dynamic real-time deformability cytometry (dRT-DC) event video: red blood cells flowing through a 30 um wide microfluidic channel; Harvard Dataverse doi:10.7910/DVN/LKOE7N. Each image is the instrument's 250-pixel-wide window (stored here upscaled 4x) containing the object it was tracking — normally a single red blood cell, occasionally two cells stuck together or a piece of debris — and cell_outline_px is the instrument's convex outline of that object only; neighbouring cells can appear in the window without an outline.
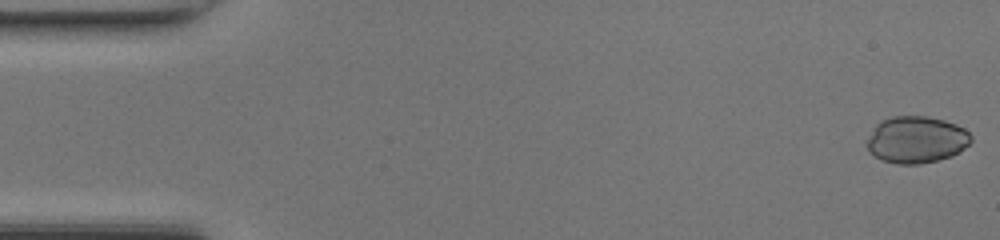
{"species": "common noctule bat (a hibernating species)", "species_latin": "Nyctalus noctula", "temperature_condition": "room temperature", "stored_images_in_passage": 48, "camera_frame_rate_fps": 3000, "um_per_image_px": 0.085, "animal": {"sex": "female", "body_mass_g": 17.0, "forearm_length_mm": 48.0}, "frame": {"image": 1, "passage_image": 1, "time_ms": 0.0, "image_size_px": [1000, 240], "cell_outline_px": [[972, 140], [960, 152], [952, 156], [920, 164], [896, 164], [880, 160], [868, 148], [868, 140], [876, 124], [880, 120], [892, 116], [928, 116], [944, 120], [956, 124], [964, 128], [972, 136]], "centroid_in_image_um": [77.92, 11.87], "position_along_channel_um": 7.1, "area_um2": 28.38}}
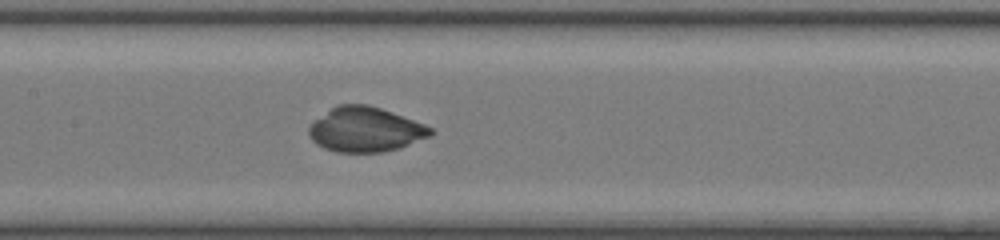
{"frame": {"image": 2, "passage_image": 23, "time_ms": 7.333, "image_size_px": [1000, 240], "cell_outline_px": [[436, 132], [432, 136], [400, 148], [384, 152], [336, 152], [324, 148], [316, 144], [312, 140], [308, 132], [308, 128], [316, 120], [336, 104], [368, 104], [380, 108], [424, 124], [432, 128]], "centroid_in_image_um": [31.08, 11.02], "position_along_channel_um": 176.3, "area_um2": 31.73}}
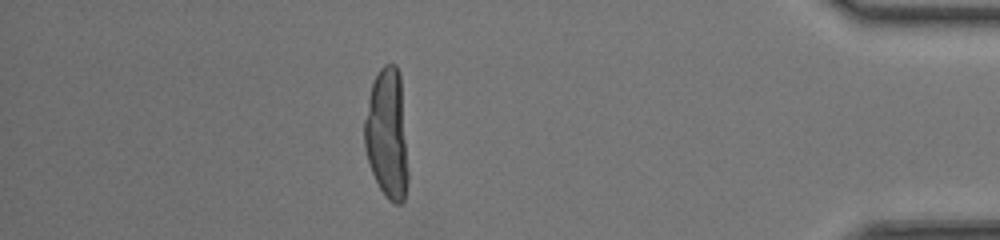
{"frame": {"image": 3, "passage_image": 42, "time_ms": 13.667, "image_size_px": [1000, 240], "cell_outline_px": [[408, 180], [404, 200], [400, 204], [396, 204], [388, 200], [384, 196], [372, 172], [364, 148], [364, 120], [368, 100], [372, 84], [380, 68], [384, 64], [396, 64], [400, 76], [408, 172]], "centroid_in_image_um": [32.89, 11.42], "position_along_channel_um": 402.3, "area_um2": 32.95}}